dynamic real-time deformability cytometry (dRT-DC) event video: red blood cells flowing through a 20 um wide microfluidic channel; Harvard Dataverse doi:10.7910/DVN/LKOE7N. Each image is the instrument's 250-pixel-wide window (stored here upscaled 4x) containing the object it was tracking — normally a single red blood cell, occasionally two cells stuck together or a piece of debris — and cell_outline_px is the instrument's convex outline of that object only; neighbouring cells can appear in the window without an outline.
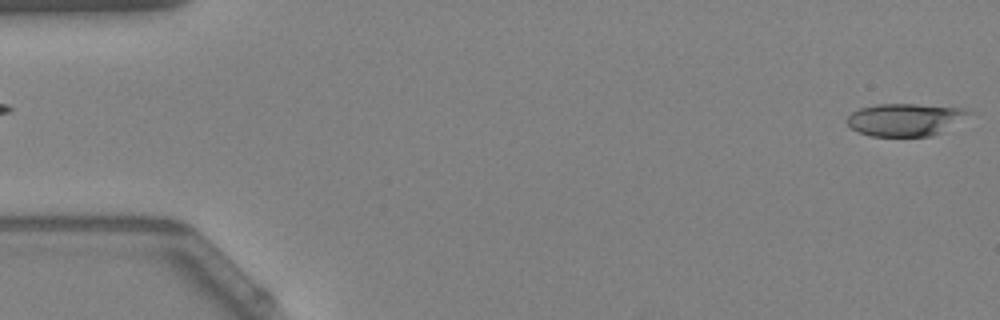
{"species": "Egyptian fruit bat (a non-hibernating species)", "species_latin": "Rousettus aegyptiacus", "temperature_condition": "warm", "stored_images_in_passage": 58, "camera_frame_rate_fps": 3000, "um_per_image_px": 0.085, "animal": {"sex": "female"}, "frame": {"image": 1, "passage_image": 1, "time_ms": 0.0, "image_size_px": [1000, 320], "cell_outline_px": [[972, 112], [940, 132], [932, 136], [872, 136], [860, 132], [852, 128], [848, 124], [848, 116], [852, 112], [860, 108], [880, 104], [916, 104], [960, 108]], "centroid_in_image_um": [76.88, 10.16], "position_along_channel_um": 8.1, "area_um2": 22.43}}
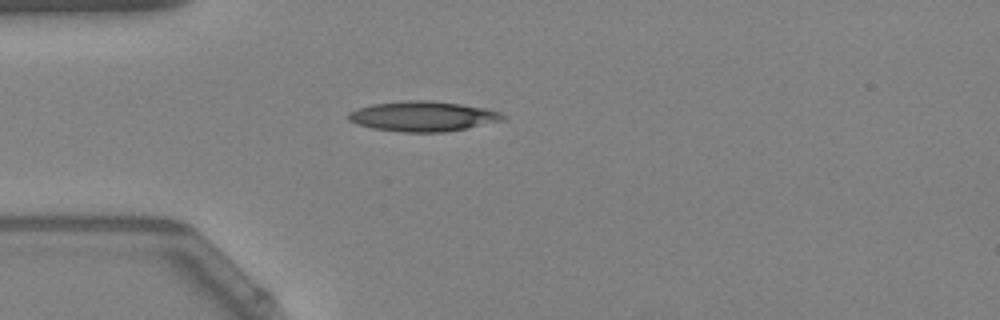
{"frame": {"image": 2, "passage_image": 15, "time_ms": 4.667, "image_size_px": [1000, 320], "cell_outline_px": [[508, 116], [504, 120], [444, 132], [404, 132], [372, 128], [356, 124], [348, 120], [348, 112], [356, 108], [372, 104], [408, 100], [432, 100], [460, 104], [484, 108], [500, 112]], "centroid_in_image_um": [35.92, 9.88], "position_along_channel_um": 49.1, "area_um2": 27.05}}
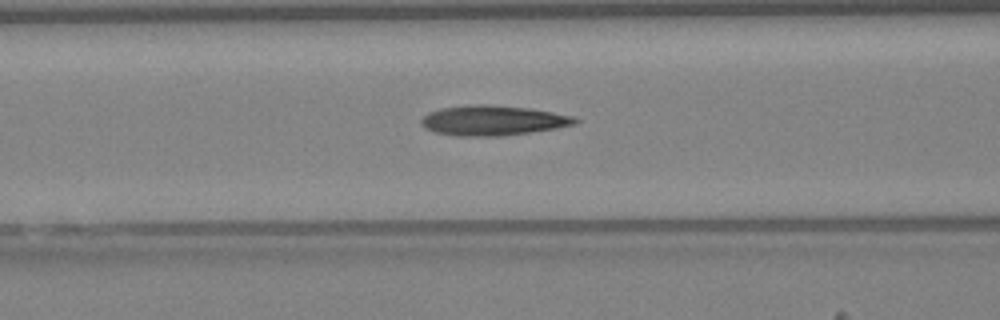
{"frame": {"image": 3, "passage_image": 22, "time_ms": 7.0, "image_size_px": [1000, 320], "cell_outline_px": [[580, 120], [576, 124], [556, 128], [500, 136], [460, 136], [436, 132], [424, 128], [420, 124], [420, 120], [428, 112], [444, 108], [468, 104], [492, 104], [528, 108], [552, 112], [572, 116]], "centroid_in_image_um": [41.87, 10.23], "position_along_channel_um": 124.7, "area_um2": 26.82}, "authors_computed_cell_mechanics": {"area_um2": 23.8425, "velocity_mm_per_s": 3.7732, "shape_relaxation_time_tau1_ms": 11.2946, "shape_relaxation_time_tau2_ms": 4.0439, "deformation_change_tau1": 0.2837, "deformation_change_tau2": 0.1545}}